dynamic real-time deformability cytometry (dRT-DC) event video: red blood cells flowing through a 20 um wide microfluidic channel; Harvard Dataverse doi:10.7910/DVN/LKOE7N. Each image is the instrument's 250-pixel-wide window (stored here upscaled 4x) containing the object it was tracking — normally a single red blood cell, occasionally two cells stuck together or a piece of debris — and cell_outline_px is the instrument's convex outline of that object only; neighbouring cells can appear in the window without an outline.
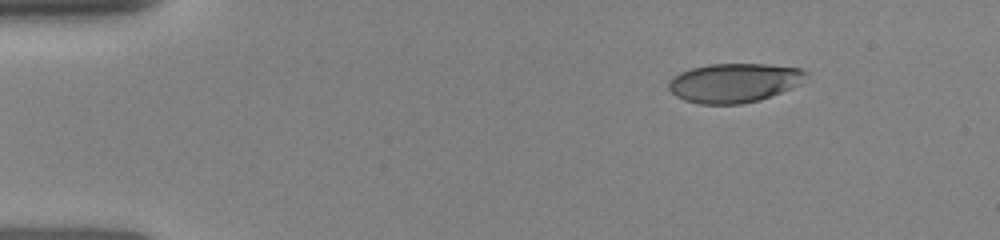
{"species": "human", "species_latin": "Homo sapiens", "temperature_condition": "room temperature", "stored_images_in_passage": 46, "camera_frame_rate_fps": 3000, "um_per_image_px": 0.085, "donor": {"sex": "female"}, "frame": {"image": 1, "passage_image": 1, "time_ms": 0.0, "image_size_px": [1000, 240], "cell_outline_px": [[808, 80], [792, 88], [760, 100], [740, 104], [700, 104], [684, 100], [676, 96], [668, 88], [668, 84], [672, 76], [680, 72], [692, 68], [708, 64], [764, 64], [800, 68], [808, 72]], "centroid_in_image_um": [62.43, 7.04], "position_along_channel_um": 22.6, "area_um2": 31.62}}
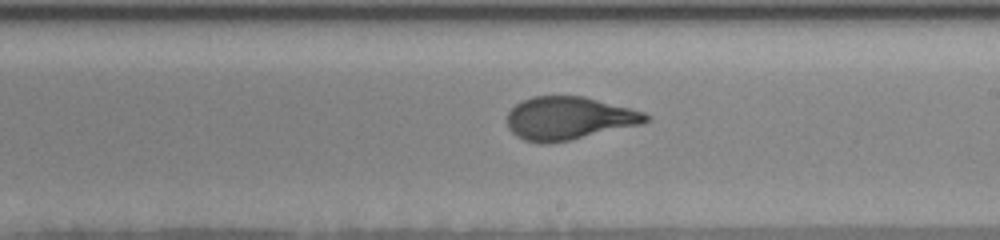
{"frame": {"image": 2, "passage_image": 22, "time_ms": 7.333, "image_size_px": [1000, 240], "cell_outline_px": [[652, 120], [640, 124], [568, 140], [548, 144], [540, 144], [524, 140], [516, 136], [508, 128], [508, 112], [516, 104], [532, 96], [584, 96], [632, 108], [644, 112], [652, 116]], "centroid_in_image_um": [48.36, 10.05], "position_along_channel_um": 240.6, "area_um2": 34.74}}
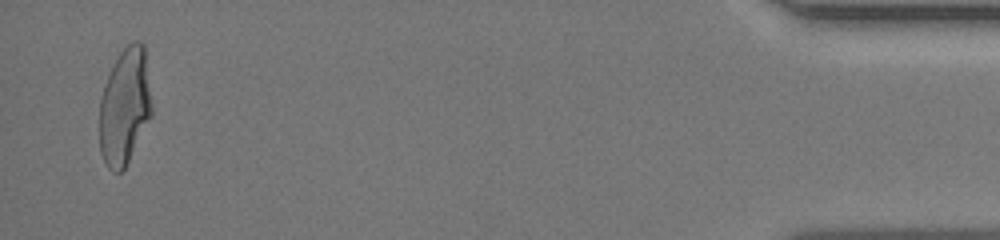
{"frame": {"image": 3, "passage_image": 44, "time_ms": 13.667, "image_size_px": [1000, 240], "cell_outline_px": [[152, 116], [124, 168], [120, 172], [112, 172], [108, 168], [100, 152], [100, 100], [104, 84], [120, 52], [132, 40], [140, 40], [144, 44], [152, 104]], "centroid_in_image_um": [10.62, 9.04], "position_along_channel_um": 424.6, "area_um2": 35.43}}